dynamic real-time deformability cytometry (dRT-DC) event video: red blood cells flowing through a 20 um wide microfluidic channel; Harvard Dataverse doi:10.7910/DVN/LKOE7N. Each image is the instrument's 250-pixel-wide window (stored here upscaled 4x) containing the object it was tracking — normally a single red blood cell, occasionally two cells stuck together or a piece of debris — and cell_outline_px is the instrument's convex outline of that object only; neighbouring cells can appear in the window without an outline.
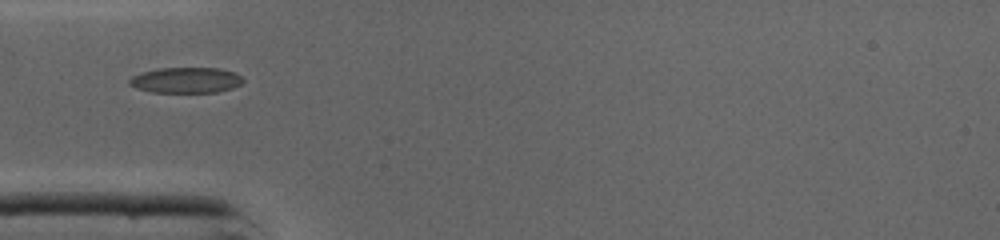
{"species": "common noctule bat (a hibernating species)", "species_latin": "Nyctalus noctula", "temperature_condition": "cold", "stored_images_in_passage": 27, "camera_frame_rate_fps": 3000, "um_per_image_px": 0.085, "animal": {"sex": "male", "body_mass_g": 19.0, "forearm_length_mm": 50.8}, "frame": {"image": 1, "passage_image": 1, "time_ms": 0.0, "image_size_px": [1000, 240], "cell_outline_px": [[244, 80], [240, 84], [232, 88], [216, 92], [152, 92], [136, 88], [128, 84], [128, 80], [132, 76], [140, 72], [156, 68], [220, 68], [232, 72], [240, 76]], "centroid_in_image_um": [15.75, 6.81], "position_along_channel_um": 69.2, "area_um2": 16.99}}
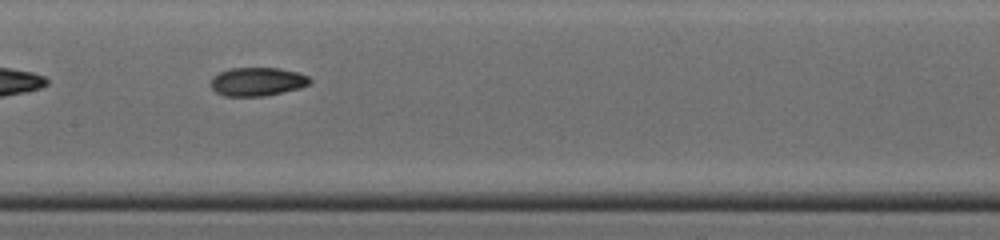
{"frame": {"image": 2, "passage_image": 9, "time_ms": 2.667, "image_size_px": [1000, 240], "cell_outline_px": [[312, 80], [308, 84], [300, 88], [264, 96], [224, 96], [216, 92], [212, 88], [212, 76], [228, 68], [276, 68], [296, 72], [308, 76]], "centroid_in_image_um": [21.85, 6.94], "position_along_channel_um": 185.5, "area_um2": 16.36}}
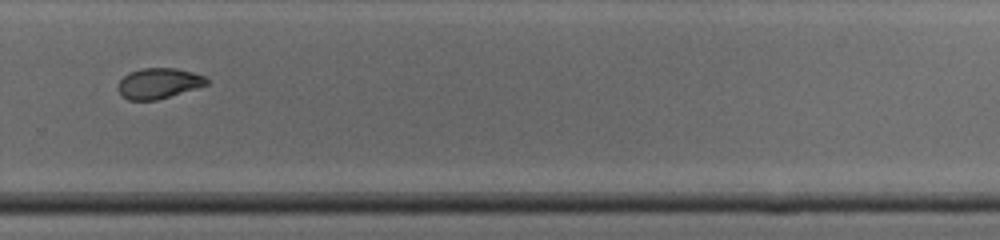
{"frame": {"image": 3, "passage_image": 18, "time_ms": 5.667, "image_size_px": [1000, 240], "cell_outline_px": [[208, 84], [196, 88], [156, 100], [128, 100], [120, 92], [120, 80], [128, 72], [144, 68], [176, 68], [192, 72], [204, 76], [208, 80]], "centroid_in_image_um": [13.51, 7.07], "position_along_channel_um": 316.3, "area_um2": 15.43}}